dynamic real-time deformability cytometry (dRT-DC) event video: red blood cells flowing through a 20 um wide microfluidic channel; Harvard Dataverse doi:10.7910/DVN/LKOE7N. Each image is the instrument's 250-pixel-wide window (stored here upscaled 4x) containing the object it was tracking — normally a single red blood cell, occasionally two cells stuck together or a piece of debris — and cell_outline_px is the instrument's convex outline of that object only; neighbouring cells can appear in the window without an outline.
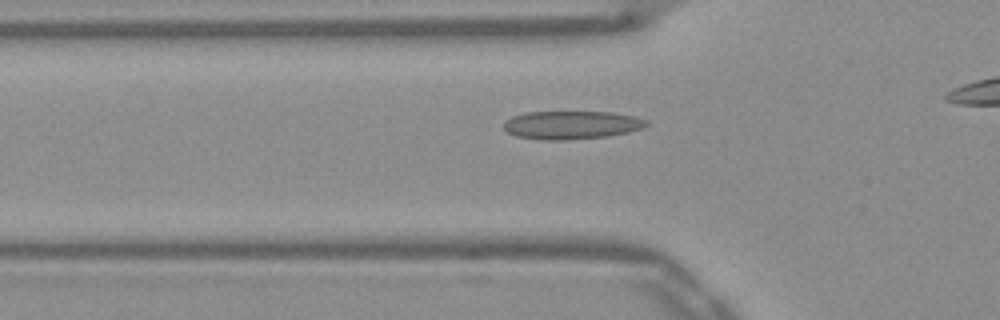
{"species": "Egyptian fruit bat (a non-hibernating species)", "species_latin": "Rousettus aegyptiacus", "temperature_condition": "warm", "stored_images_in_passage": 35, "camera_frame_rate_fps": 3000, "um_per_image_px": 0.085, "frame": {"image": 1, "passage_image": 10, "time_ms": 3.0, "image_size_px": [1000, 320], "cell_outline_px": [[648, 124], [644, 128], [628, 132], [608, 136], [564, 140], [544, 140], [516, 136], [508, 132], [504, 128], [504, 120], [512, 116], [524, 112], [612, 112], [636, 116], [648, 120]], "centroid_in_image_um": [48.59, 10.62], "position_along_channel_um": 77.2, "area_um2": 23.64}}
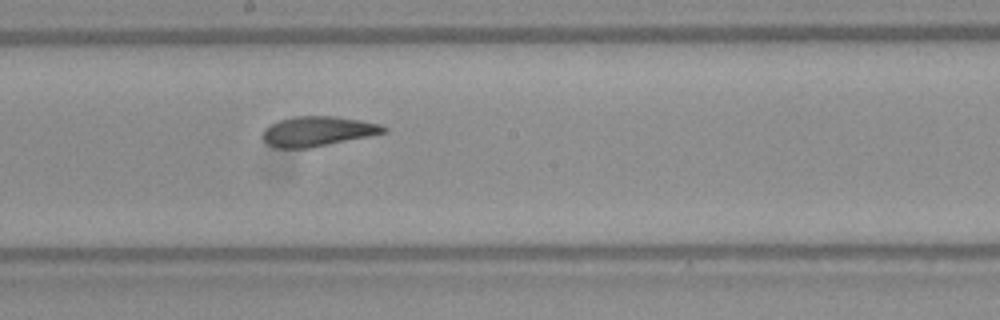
{"frame": {"image": 2, "passage_image": 21, "time_ms": 6.667, "image_size_px": [1000, 320], "cell_outline_px": [[388, 132], [308, 148], [280, 148], [268, 144], [264, 140], [264, 128], [268, 124], [276, 120], [292, 116], [336, 116], [360, 120], [380, 124], [388, 128]], "centroid_in_image_um": [26.99, 11.14], "position_along_channel_um": 221.2, "area_um2": 21.04}}
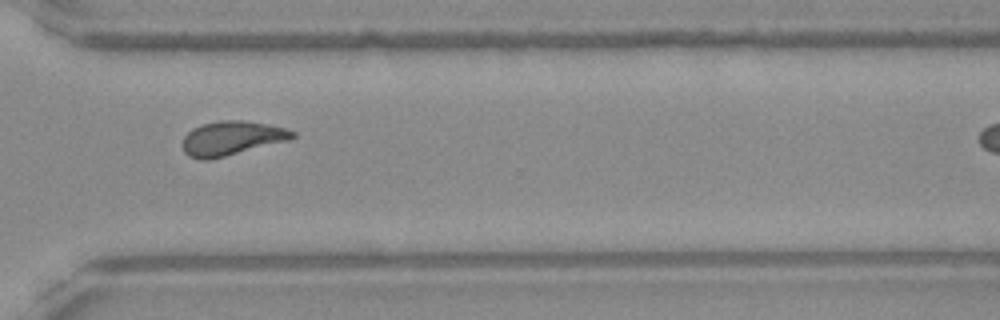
{"frame": {"image": 3, "passage_image": 31, "time_ms": 10.0, "image_size_px": [1000, 320], "cell_outline_px": [[296, 136], [288, 140], [208, 160], [200, 160], [188, 156], [184, 152], [180, 144], [184, 136], [192, 128], [200, 124], [220, 120], [244, 120], [284, 128], [296, 132]], "centroid_in_image_um": [19.61, 11.74], "position_along_channel_um": 351.0, "area_um2": 21.85}}